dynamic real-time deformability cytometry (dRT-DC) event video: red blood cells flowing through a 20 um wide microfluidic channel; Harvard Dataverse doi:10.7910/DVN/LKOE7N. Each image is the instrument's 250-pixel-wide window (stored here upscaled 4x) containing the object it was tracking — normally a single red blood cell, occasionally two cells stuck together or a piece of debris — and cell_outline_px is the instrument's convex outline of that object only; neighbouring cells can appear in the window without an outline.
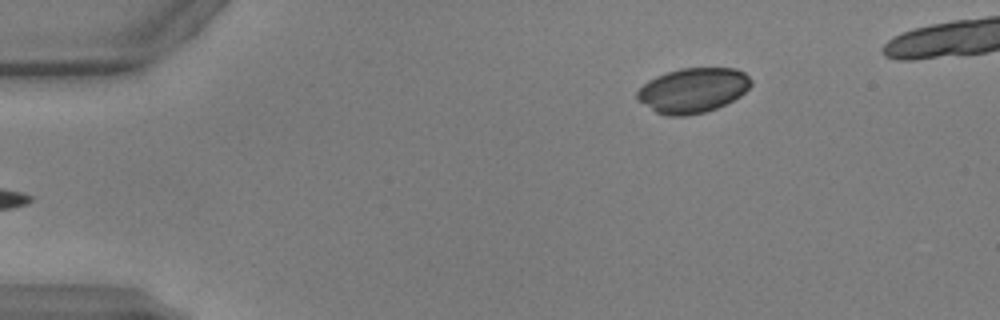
{"species": "common noctule bat (a hibernating species)", "species_latin": "Nyctalus noctula", "temperature_condition": "warm", "stored_images_in_passage": 35, "camera_frame_rate_fps": 3000, "um_per_image_px": 0.085, "animal": {"sex": "male", "body_mass_g": 17.9, "forearm_length_mm": 54.2}, "frame": {"image": 1, "passage_image": 1, "time_ms": 0.0, "image_size_px": [1000, 320], "cell_outline_px": [[752, 84], [740, 96], [708, 112], [688, 116], [668, 116], [656, 112], [640, 100], [636, 96], [636, 92], [648, 80], [656, 76], [680, 68], [736, 68], [744, 72], [752, 80]], "centroid_in_image_um": [58.91, 7.67], "position_along_channel_um": 26.1, "area_um2": 29.65}}
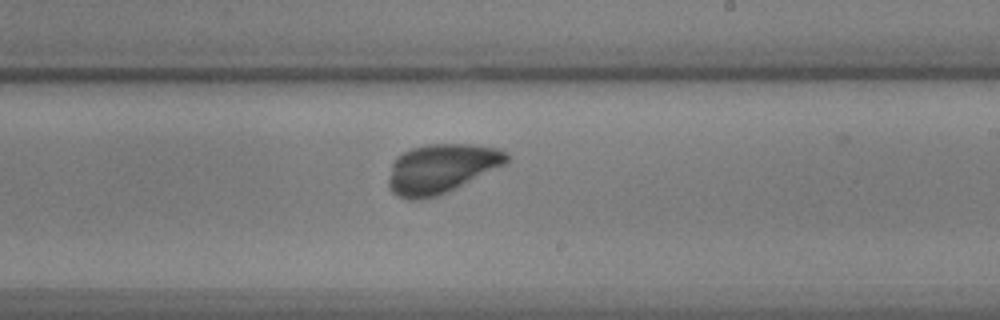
{"frame": {"image": 2, "passage_image": 24, "time_ms": 7.667, "image_size_px": [1000, 320], "cell_outline_px": [[508, 164], [440, 196], [420, 200], [412, 200], [400, 196], [392, 192], [388, 184], [388, 180], [392, 164], [396, 156], [412, 148], [428, 144], [472, 144], [496, 148], [508, 152]], "centroid_in_image_um": [37.55, 14.34], "position_along_channel_um": 251.5, "area_um2": 34.28}}
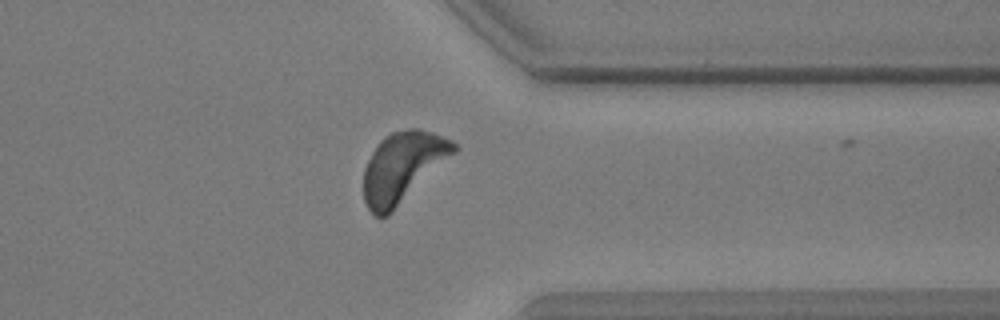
{"frame": {"image": 3, "passage_image": 34, "time_ms": 11.0, "image_size_px": [1000, 320], "cell_outline_px": [[460, 148], [456, 152], [388, 216], [376, 216], [368, 208], [364, 200], [364, 168], [372, 152], [380, 140], [384, 136], [392, 132], [408, 128], [420, 128], [432, 132], [452, 140]], "centroid_in_image_um": [34.24, 14.18], "position_along_channel_um": 377.2, "area_um2": 36.82}}